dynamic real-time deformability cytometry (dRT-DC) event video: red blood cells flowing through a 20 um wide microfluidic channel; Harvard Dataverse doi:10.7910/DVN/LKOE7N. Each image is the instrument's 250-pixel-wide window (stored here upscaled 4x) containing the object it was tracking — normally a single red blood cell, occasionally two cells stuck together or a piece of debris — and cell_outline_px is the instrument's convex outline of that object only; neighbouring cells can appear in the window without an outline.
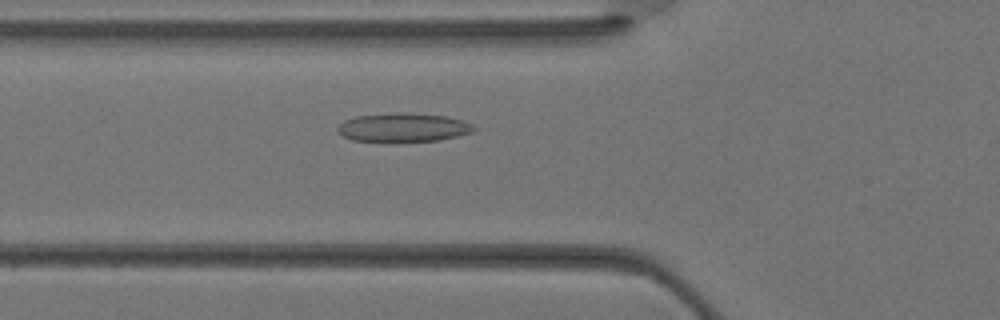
{"species": "Egyptian fruit bat (a non-hibernating species)", "species_latin": "Rousettus aegyptiacus", "temperature_condition": "warm", "stored_images_in_passage": 23, "camera_frame_rate_fps": 3000, "um_per_image_px": 0.085, "animal": {"sex": "female"}, "frame": {"image": 1, "passage_image": 3, "time_ms": 0.667, "image_size_px": [1000, 320], "cell_outline_px": [[476, 128], [472, 132], [440, 140], [396, 144], [388, 144], [352, 140], [344, 136], [336, 128], [344, 120], [356, 116], [392, 112], [400, 112], [448, 116], [472, 124]], "centroid_in_image_um": [34.23, 10.87], "position_along_channel_um": 91.6, "area_um2": 23.7}}
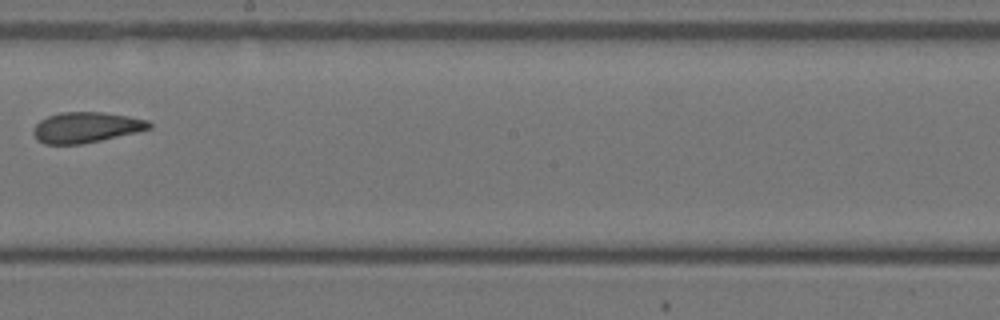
{"frame": {"image": 2, "passage_image": 11, "time_ms": 3.333, "image_size_px": [1000, 320], "cell_outline_px": [[152, 128], [136, 132], [100, 140], [80, 144], [44, 144], [36, 140], [32, 132], [32, 128], [40, 120], [48, 116], [60, 112], [104, 112], [128, 116], [148, 120], [152, 124]], "centroid_in_image_um": [7.28, 10.82], "position_along_channel_um": 240.9, "area_um2": 20.69}}
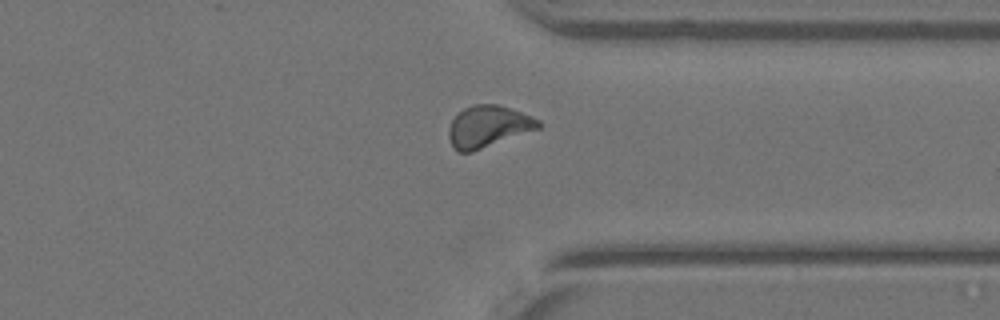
{"frame": {"image": 3, "passage_image": 18, "time_ms": 5.667, "image_size_px": [1000, 320], "cell_outline_px": [[544, 124], [540, 128], [472, 152], [456, 152], [452, 148], [448, 136], [448, 128], [452, 120], [464, 108], [472, 104], [496, 104], [532, 116], [540, 120]], "centroid_in_image_um": [41.48, 10.76], "position_along_channel_um": 369.9, "area_um2": 21.85}}